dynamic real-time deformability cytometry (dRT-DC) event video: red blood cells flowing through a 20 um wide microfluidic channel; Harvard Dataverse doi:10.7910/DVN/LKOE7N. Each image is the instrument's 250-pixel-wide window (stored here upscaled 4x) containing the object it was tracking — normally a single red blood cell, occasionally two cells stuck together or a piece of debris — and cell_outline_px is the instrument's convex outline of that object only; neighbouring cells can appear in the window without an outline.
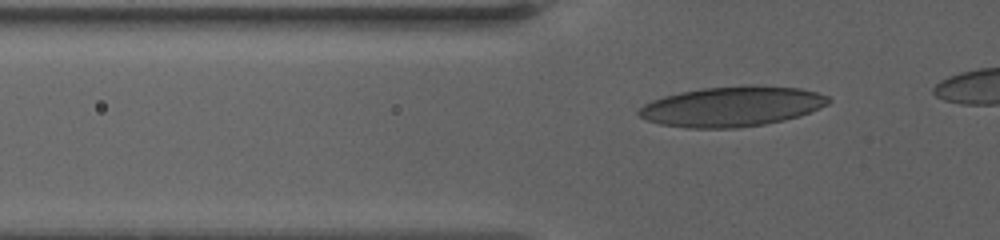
{"species": "human", "species_latin": "Homo sapiens", "temperature_condition": "warm", "stored_images_in_passage": 47, "camera_frame_rate_fps": 3000, "um_per_image_px": 0.085, "donor": {"sex": "female"}, "frame": {"image": 1, "passage_image": 7, "time_ms": 2.0, "image_size_px": [1000, 240], "cell_outline_px": [[832, 100], [828, 104], [800, 116], [784, 120], [764, 124], [736, 128], [688, 128], [660, 124], [648, 120], [640, 116], [636, 112], [644, 104], [652, 100], [664, 96], [680, 92], [700, 88], [748, 84], [756, 84], [800, 88], [816, 92], [828, 96]], "centroid_in_image_um": [62.23, 9.03], "position_along_channel_um": 63.6, "area_um2": 44.62}}
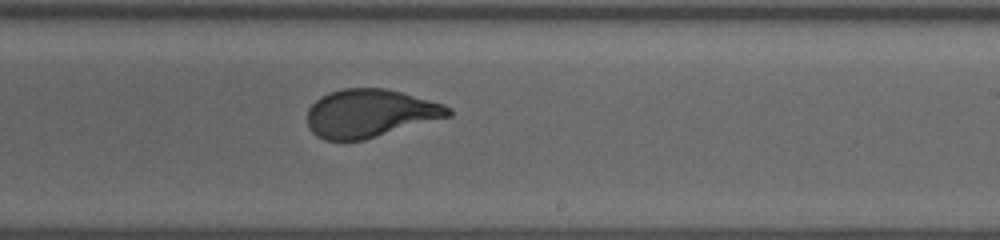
{"frame": {"image": 2, "passage_image": 29, "time_ms": 8.333, "image_size_px": [1000, 240], "cell_outline_px": [[452, 116], [364, 140], [324, 140], [316, 136], [312, 132], [308, 124], [308, 108], [320, 96], [328, 92], [344, 88], [388, 88], [444, 104], [452, 108]], "centroid_in_image_um": [31.47, 9.63], "position_along_channel_um": 257.5, "area_um2": 39.77}}
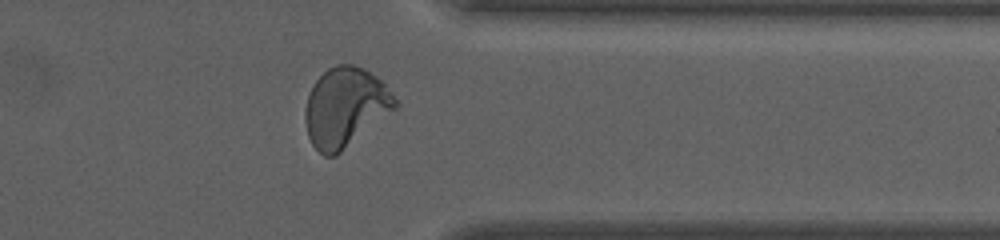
{"frame": {"image": 3, "passage_image": 43, "time_ms": 12.333, "image_size_px": [1000, 240], "cell_outline_px": [[400, 104], [396, 108], [336, 156], [324, 156], [312, 144], [308, 136], [304, 120], [304, 112], [308, 96], [316, 80], [328, 68], [336, 64], [352, 64], [364, 68], [380, 80], [384, 84]], "centroid_in_image_um": [29.33, 9.12], "position_along_channel_um": 382.1, "area_um2": 41.33}, "authors_computed_cell_mechanics": {"area_um2": 40.6334, "velocity_mm_per_s": 3.1845, "shape_relaxation_time_tau1_ms": 4.6749, "shape_relaxation_time_tau2_ms": null, "deformation_change_tau1": 0.2214, "deformation_change_tau2": null}}